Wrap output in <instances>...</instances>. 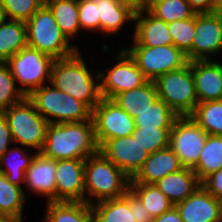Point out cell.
Wrapping results in <instances>:
<instances>
[{
	"label": "cell",
	"instance_id": "31",
	"mask_svg": "<svg viewBox=\"0 0 222 222\" xmlns=\"http://www.w3.org/2000/svg\"><path fill=\"white\" fill-rule=\"evenodd\" d=\"M129 191L142 203L153 218L159 217L174 206L155 184L130 183Z\"/></svg>",
	"mask_w": 222,
	"mask_h": 222
},
{
	"label": "cell",
	"instance_id": "44",
	"mask_svg": "<svg viewBox=\"0 0 222 222\" xmlns=\"http://www.w3.org/2000/svg\"><path fill=\"white\" fill-rule=\"evenodd\" d=\"M153 222H182V219L177 208L173 206L159 217L154 218Z\"/></svg>",
	"mask_w": 222,
	"mask_h": 222
},
{
	"label": "cell",
	"instance_id": "22",
	"mask_svg": "<svg viewBox=\"0 0 222 222\" xmlns=\"http://www.w3.org/2000/svg\"><path fill=\"white\" fill-rule=\"evenodd\" d=\"M43 222H95L90 204L86 202H47Z\"/></svg>",
	"mask_w": 222,
	"mask_h": 222
},
{
	"label": "cell",
	"instance_id": "2",
	"mask_svg": "<svg viewBox=\"0 0 222 222\" xmlns=\"http://www.w3.org/2000/svg\"><path fill=\"white\" fill-rule=\"evenodd\" d=\"M80 54L78 51L71 57L55 60L51 68L50 84L93 110L101 99L99 73H91Z\"/></svg>",
	"mask_w": 222,
	"mask_h": 222
},
{
	"label": "cell",
	"instance_id": "15",
	"mask_svg": "<svg viewBox=\"0 0 222 222\" xmlns=\"http://www.w3.org/2000/svg\"><path fill=\"white\" fill-rule=\"evenodd\" d=\"M85 159L56 161L55 201L85 202Z\"/></svg>",
	"mask_w": 222,
	"mask_h": 222
},
{
	"label": "cell",
	"instance_id": "26",
	"mask_svg": "<svg viewBox=\"0 0 222 222\" xmlns=\"http://www.w3.org/2000/svg\"><path fill=\"white\" fill-rule=\"evenodd\" d=\"M25 193L22 187L11 184L0 173V214L9 222H23Z\"/></svg>",
	"mask_w": 222,
	"mask_h": 222
},
{
	"label": "cell",
	"instance_id": "7",
	"mask_svg": "<svg viewBox=\"0 0 222 222\" xmlns=\"http://www.w3.org/2000/svg\"><path fill=\"white\" fill-rule=\"evenodd\" d=\"M158 98L178 116H189L198 104L192 73V61L178 70L161 75L155 81Z\"/></svg>",
	"mask_w": 222,
	"mask_h": 222
},
{
	"label": "cell",
	"instance_id": "36",
	"mask_svg": "<svg viewBox=\"0 0 222 222\" xmlns=\"http://www.w3.org/2000/svg\"><path fill=\"white\" fill-rule=\"evenodd\" d=\"M45 3V0H0L4 19L26 22Z\"/></svg>",
	"mask_w": 222,
	"mask_h": 222
},
{
	"label": "cell",
	"instance_id": "14",
	"mask_svg": "<svg viewBox=\"0 0 222 222\" xmlns=\"http://www.w3.org/2000/svg\"><path fill=\"white\" fill-rule=\"evenodd\" d=\"M220 52H222V16L215 12L197 13L191 61L211 60V55Z\"/></svg>",
	"mask_w": 222,
	"mask_h": 222
},
{
	"label": "cell",
	"instance_id": "12",
	"mask_svg": "<svg viewBox=\"0 0 222 222\" xmlns=\"http://www.w3.org/2000/svg\"><path fill=\"white\" fill-rule=\"evenodd\" d=\"M116 60L117 63L108 68L107 74L98 71L101 98L112 99L115 95L138 88L148 81L125 49L121 48Z\"/></svg>",
	"mask_w": 222,
	"mask_h": 222
},
{
	"label": "cell",
	"instance_id": "47",
	"mask_svg": "<svg viewBox=\"0 0 222 222\" xmlns=\"http://www.w3.org/2000/svg\"><path fill=\"white\" fill-rule=\"evenodd\" d=\"M160 0H144V10L149 9L154 3Z\"/></svg>",
	"mask_w": 222,
	"mask_h": 222
},
{
	"label": "cell",
	"instance_id": "17",
	"mask_svg": "<svg viewBox=\"0 0 222 222\" xmlns=\"http://www.w3.org/2000/svg\"><path fill=\"white\" fill-rule=\"evenodd\" d=\"M56 160L36 153L25 172V185L37 195L47 197V202L55 201Z\"/></svg>",
	"mask_w": 222,
	"mask_h": 222
},
{
	"label": "cell",
	"instance_id": "4",
	"mask_svg": "<svg viewBox=\"0 0 222 222\" xmlns=\"http://www.w3.org/2000/svg\"><path fill=\"white\" fill-rule=\"evenodd\" d=\"M25 25L27 45L54 60L71 57L80 50L76 45L70 44L45 3L25 22Z\"/></svg>",
	"mask_w": 222,
	"mask_h": 222
},
{
	"label": "cell",
	"instance_id": "40",
	"mask_svg": "<svg viewBox=\"0 0 222 222\" xmlns=\"http://www.w3.org/2000/svg\"><path fill=\"white\" fill-rule=\"evenodd\" d=\"M200 184L212 196L222 201V169L206 177Z\"/></svg>",
	"mask_w": 222,
	"mask_h": 222
},
{
	"label": "cell",
	"instance_id": "35",
	"mask_svg": "<svg viewBox=\"0 0 222 222\" xmlns=\"http://www.w3.org/2000/svg\"><path fill=\"white\" fill-rule=\"evenodd\" d=\"M173 45L180 49L191 62V47L195 36V16L186 20H176L168 23Z\"/></svg>",
	"mask_w": 222,
	"mask_h": 222
},
{
	"label": "cell",
	"instance_id": "41",
	"mask_svg": "<svg viewBox=\"0 0 222 222\" xmlns=\"http://www.w3.org/2000/svg\"><path fill=\"white\" fill-rule=\"evenodd\" d=\"M128 203L131 208L134 209V216L136 222H153L154 218L148 212V210L142 205V203L128 191Z\"/></svg>",
	"mask_w": 222,
	"mask_h": 222
},
{
	"label": "cell",
	"instance_id": "46",
	"mask_svg": "<svg viewBox=\"0 0 222 222\" xmlns=\"http://www.w3.org/2000/svg\"><path fill=\"white\" fill-rule=\"evenodd\" d=\"M215 13L220 14L222 16V0H217Z\"/></svg>",
	"mask_w": 222,
	"mask_h": 222
},
{
	"label": "cell",
	"instance_id": "37",
	"mask_svg": "<svg viewBox=\"0 0 222 222\" xmlns=\"http://www.w3.org/2000/svg\"><path fill=\"white\" fill-rule=\"evenodd\" d=\"M25 97L20 87L16 86L9 66L0 62V112L19 103Z\"/></svg>",
	"mask_w": 222,
	"mask_h": 222
},
{
	"label": "cell",
	"instance_id": "27",
	"mask_svg": "<svg viewBox=\"0 0 222 222\" xmlns=\"http://www.w3.org/2000/svg\"><path fill=\"white\" fill-rule=\"evenodd\" d=\"M95 222H136L134 209L128 203V192L122 197L91 205Z\"/></svg>",
	"mask_w": 222,
	"mask_h": 222
},
{
	"label": "cell",
	"instance_id": "32",
	"mask_svg": "<svg viewBox=\"0 0 222 222\" xmlns=\"http://www.w3.org/2000/svg\"><path fill=\"white\" fill-rule=\"evenodd\" d=\"M178 117L162 99L158 98L134 118L135 128H172Z\"/></svg>",
	"mask_w": 222,
	"mask_h": 222
},
{
	"label": "cell",
	"instance_id": "29",
	"mask_svg": "<svg viewBox=\"0 0 222 222\" xmlns=\"http://www.w3.org/2000/svg\"><path fill=\"white\" fill-rule=\"evenodd\" d=\"M45 4L52 11L62 33L71 42V38H74L81 30L78 18V0H45Z\"/></svg>",
	"mask_w": 222,
	"mask_h": 222
},
{
	"label": "cell",
	"instance_id": "42",
	"mask_svg": "<svg viewBox=\"0 0 222 222\" xmlns=\"http://www.w3.org/2000/svg\"><path fill=\"white\" fill-rule=\"evenodd\" d=\"M14 144L8 121L4 114L0 112V157L10 148L9 144Z\"/></svg>",
	"mask_w": 222,
	"mask_h": 222
},
{
	"label": "cell",
	"instance_id": "3",
	"mask_svg": "<svg viewBox=\"0 0 222 222\" xmlns=\"http://www.w3.org/2000/svg\"><path fill=\"white\" fill-rule=\"evenodd\" d=\"M85 198L92 205L103 200L122 197L130 189V180L100 151L85 159ZM92 198V199H91Z\"/></svg>",
	"mask_w": 222,
	"mask_h": 222
},
{
	"label": "cell",
	"instance_id": "16",
	"mask_svg": "<svg viewBox=\"0 0 222 222\" xmlns=\"http://www.w3.org/2000/svg\"><path fill=\"white\" fill-rule=\"evenodd\" d=\"M182 222H222V201L201 185L184 201L174 205Z\"/></svg>",
	"mask_w": 222,
	"mask_h": 222
},
{
	"label": "cell",
	"instance_id": "10",
	"mask_svg": "<svg viewBox=\"0 0 222 222\" xmlns=\"http://www.w3.org/2000/svg\"><path fill=\"white\" fill-rule=\"evenodd\" d=\"M208 134L190 116H179L169 134V147L178 156L180 164L194 168L200 158Z\"/></svg>",
	"mask_w": 222,
	"mask_h": 222
},
{
	"label": "cell",
	"instance_id": "13",
	"mask_svg": "<svg viewBox=\"0 0 222 222\" xmlns=\"http://www.w3.org/2000/svg\"><path fill=\"white\" fill-rule=\"evenodd\" d=\"M99 151L121 169L130 181L137 177L150 155L132 135L109 139Z\"/></svg>",
	"mask_w": 222,
	"mask_h": 222
},
{
	"label": "cell",
	"instance_id": "28",
	"mask_svg": "<svg viewBox=\"0 0 222 222\" xmlns=\"http://www.w3.org/2000/svg\"><path fill=\"white\" fill-rule=\"evenodd\" d=\"M20 147H11L0 157V173L5 174L11 184L22 187L20 183L25 182V172L37 152L28 155L26 148Z\"/></svg>",
	"mask_w": 222,
	"mask_h": 222
},
{
	"label": "cell",
	"instance_id": "19",
	"mask_svg": "<svg viewBox=\"0 0 222 222\" xmlns=\"http://www.w3.org/2000/svg\"><path fill=\"white\" fill-rule=\"evenodd\" d=\"M134 23L133 46L155 47L173 44L168 23L154 16L148 9L135 14Z\"/></svg>",
	"mask_w": 222,
	"mask_h": 222
},
{
	"label": "cell",
	"instance_id": "30",
	"mask_svg": "<svg viewBox=\"0 0 222 222\" xmlns=\"http://www.w3.org/2000/svg\"><path fill=\"white\" fill-rule=\"evenodd\" d=\"M220 169H222V136L208 135L193 171L201 183Z\"/></svg>",
	"mask_w": 222,
	"mask_h": 222
},
{
	"label": "cell",
	"instance_id": "21",
	"mask_svg": "<svg viewBox=\"0 0 222 222\" xmlns=\"http://www.w3.org/2000/svg\"><path fill=\"white\" fill-rule=\"evenodd\" d=\"M158 189L175 205L184 201L201 184L192 168L183 167L155 183Z\"/></svg>",
	"mask_w": 222,
	"mask_h": 222
},
{
	"label": "cell",
	"instance_id": "8",
	"mask_svg": "<svg viewBox=\"0 0 222 222\" xmlns=\"http://www.w3.org/2000/svg\"><path fill=\"white\" fill-rule=\"evenodd\" d=\"M54 59L39 50L26 46L11 57L6 64L11 70L16 84L27 97L33 90L50 82L51 68ZM18 81V82H17Z\"/></svg>",
	"mask_w": 222,
	"mask_h": 222
},
{
	"label": "cell",
	"instance_id": "23",
	"mask_svg": "<svg viewBox=\"0 0 222 222\" xmlns=\"http://www.w3.org/2000/svg\"><path fill=\"white\" fill-rule=\"evenodd\" d=\"M158 99L154 81H147L142 86L115 95L112 100L132 118L150 107Z\"/></svg>",
	"mask_w": 222,
	"mask_h": 222
},
{
	"label": "cell",
	"instance_id": "49",
	"mask_svg": "<svg viewBox=\"0 0 222 222\" xmlns=\"http://www.w3.org/2000/svg\"><path fill=\"white\" fill-rule=\"evenodd\" d=\"M0 222H9V221L6 220V219L0 214Z\"/></svg>",
	"mask_w": 222,
	"mask_h": 222
},
{
	"label": "cell",
	"instance_id": "6",
	"mask_svg": "<svg viewBox=\"0 0 222 222\" xmlns=\"http://www.w3.org/2000/svg\"><path fill=\"white\" fill-rule=\"evenodd\" d=\"M6 117L14 144L40 153L46 139L49 123L35 109L34 104L25 97L17 104L2 111Z\"/></svg>",
	"mask_w": 222,
	"mask_h": 222
},
{
	"label": "cell",
	"instance_id": "1",
	"mask_svg": "<svg viewBox=\"0 0 222 222\" xmlns=\"http://www.w3.org/2000/svg\"><path fill=\"white\" fill-rule=\"evenodd\" d=\"M99 152L92 118L82 122L49 123L41 154L53 160L86 159Z\"/></svg>",
	"mask_w": 222,
	"mask_h": 222
},
{
	"label": "cell",
	"instance_id": "34",
	"mask_svg": "<svg viewBox=\"0 0 222 222\" xmlns=\"http://www.w3.org/2000/svg\"><path fill=\"white\" fill-rule=\"evenodd\" d=\"M148 10L166 23L190 19L197 14L187 0H160Z\"/></svg>",
	"mask_w": 222,
	"mask_h": 222
},
{
	"label": "cell",
	"instance_id": "5",
	"mask_svg": "<svg viewBox=\"0 0 222 222\" xmlns=\"http://www.w3.org/2000/svg\"><path fill=\"white\" fill-rule=\"evenodd\" d=\"M27 98L48 123L82 122L91 119L92 110L82 101L52 85L33 90Z\"/></svg>",
	"mask_w": 222,
	"mask_h": 222
},
{
	"label": "cell",
	"instance_id": "9",
	"mask_svg": "<svg viewBox=\"0 0 222 222\" xmlns=\"http://www.w3.org/2000/svg\"><path fill=\"white\" fill-rule=\"evenodd\" d=\"M124 49L135 60L148 81H155L161 75L178 70L188 63L186 54L173 44L155 47L132 46Z\"/></svg>",
	"mask_w": 222,
	"mask_h": 222
},
{
	"label": "cell",
	"instance_id": "25",
	"mask_svg": "<svg viewBox=\"0 0 222 222\" xmlns=\"http://www.w3.org/2000/svg\"><path fill=\"white\" fill-rule=\"evenodd\" d=\"M98 7L100 16V31L104 34H115L127 22H133L135 13L120 5L117 0H93Z\"/></svg>",
	"mask_w": 222,
	"mask_h": 222
},
{
	"label": "cell",
	"instance_id": "11",
	"mask_svg": "<svg viewBox=\"0 0 222 222\" xmlns=\"http://www.w3.org/2000/svg\"><path fill=\"white\" fill-rule=\"evenodd\" d=\"M99 148L109 139L131 136L135 130L134 118L112 99L101 98L91 115Z\"/></svg>",
	"mask_w": 222,
	"mask_h": 222
},
{
	"label": "cell",
	"instance_id": "43",
	"mask_svg": "<svg viewBox=\"0 0 222 222\" xmlns=\"http://www.w3.org/2000/svg\"><path fill=\"white\" fill-rule=\"evenodd\" d=\"M187 2L197 13H213L217 0H187Z\"/></svg>",
	"mask_w": 222,
	"mask_h": 222
},
{
	"label": "cell",
	"instance_id": "24",
	"mask_svg": "<svg viewBox=\"0 0 222 222\" xmlns=\"http://www.w3.org/2000/svg\"><path fill=\"white\" fill-rule=\"evenodd\" d=\"M26 46L27 32L25 22L4 19L0 23V62L6 63Z\"/></svg>",
	"mask_w": 222,
	"mask_h": 222
},
{
	"label": "cell",
	"instance_id": "20",
	"mask_svg": "<svg viewBox=\"0 0 222 222\" xmlns=\"http://www.w3.org/2000/svg\"><path fill=\"white\" fill-rule=\"evenodd\" d=\"M178 156L170 147L151 153L137 177L130 183L155 184L170 173L181 170Z\"/></svg>",
	"mask_w": 222,
	"mask_h": 222
},
{
	"label": "cell",
	"instance_id": "39",
	"mask_svg": "<svg viewBox=\"0 0 222 222\" xmlns=\"http://www.w3.org/2000/svg\"><path fill=\"white\" fill-rule=\"evenodd\" d=\"M78 18L81 30L100 31L98 7L93 0H78Z\"/></svg>",
	"mask_w": 222,
	"mask_h": 222
},
{
	"label": "cell",
	"instance_id": "18",
	"mask_svg": "<svg viewBox=\"0 0 222 222\" xmlns=\"http://www.w3.org/2000/svg\"><path fill=\"white\" fill-rule=\"evenodd\" d=\"M198 103L222 100V64L214 60L192 61Z\"/></svg>",
	"mask_w": 222,
	"mask_h": 222
},
{
	"label": "cell",
	"instance_id": "33",
	"mask_svg": "<svg viewBox=\"0 0 222 222\" xmlns=\"http://www.w3.org/2000/svg\"><path fill=\"white\" fill-rule=\"evenodd\" d=\"M189 116L208 135L222 136V100L200 102Z\"/></svg>",
	"mask_w": 222,
	"mask_h": 222
},
{
	"label": "cell",
	"instance_id": "45",
	"mask_svg": "<svg viewBox=\"0 0 222 222\" xmlns=\"http://www.w3.org/2000/svg\"><path fill=\"white\" fill-rule=\"evenodd\" d=\"M117 2L129 8L135 14L144 10V0H117Z\"/></svg>",
	"mask_w": 222,
	"mask_h": 222
},
{
	"label": "cell",
	"instance_id": "48",
	"mask_svg": "<svg viewBox=\"0 0 222 222\" xmlns=\"http://www.w3.org/2000/svg\"><path fill=\"white\" fill-rule=\"evenodd\" d=\"M4 20V15L0 7V23Z\"/></svg>",
	"mask_w": 222,
	"mask_h": 222
},
{
	"label": "cell",
	"instance_id": "38",
	"mask_svg": "<svg viewBox=\"0 0 222 222\" xmlns=\"http://www.w3.org/2000/svg\"><path fill=\"white\" fill-rule=\"evenodd\" d=\"M172 128H135L132 136L149 154L169 147Z\"/></svg>",
	"mask_w": 222,
	"mask_h": 222
}]
</instances>
